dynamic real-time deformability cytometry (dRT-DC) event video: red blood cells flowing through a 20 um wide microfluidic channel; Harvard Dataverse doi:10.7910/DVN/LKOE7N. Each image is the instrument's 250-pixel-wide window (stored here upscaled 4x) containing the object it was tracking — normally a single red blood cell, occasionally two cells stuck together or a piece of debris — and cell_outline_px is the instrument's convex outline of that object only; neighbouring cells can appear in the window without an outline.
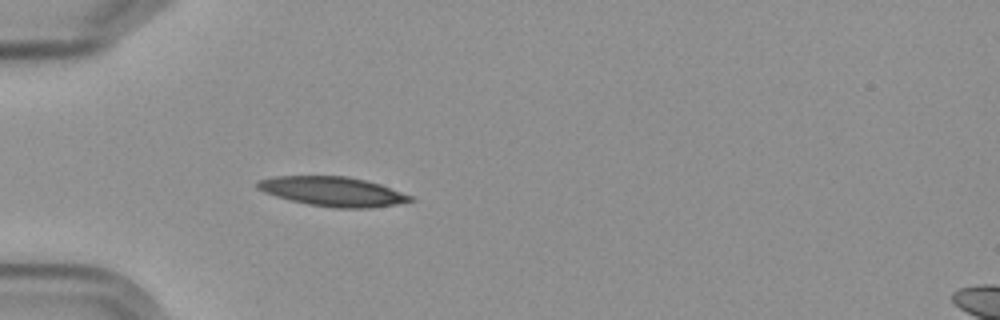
{"species": "Egyptian fruit bat (a non-hibernating species)", "species_latin": "Rousettus aegyptiacus", "temperature_condition": "cold", "stored_images_in_passage": 5, "camera_frame_rate_fps": 3000, "um_per_image_px": 0.085, "frame": {"image": 1, "passage_image": 5, "time_ms": 4.667, "image_size_px": [1000, 320], "cell_outline_px": [[416, 200], [396, 204], [368, 208], [332, 208], [308, 204], [276, 196], [264, 192], [256, 188], [256, 180], [276, 176], [348, 176], [380, 184], [412, 196]], "centroid_in_image_um": [28.27, 16.27], "position_along_channel_um": 56.7, "area_um2": 26.18}}